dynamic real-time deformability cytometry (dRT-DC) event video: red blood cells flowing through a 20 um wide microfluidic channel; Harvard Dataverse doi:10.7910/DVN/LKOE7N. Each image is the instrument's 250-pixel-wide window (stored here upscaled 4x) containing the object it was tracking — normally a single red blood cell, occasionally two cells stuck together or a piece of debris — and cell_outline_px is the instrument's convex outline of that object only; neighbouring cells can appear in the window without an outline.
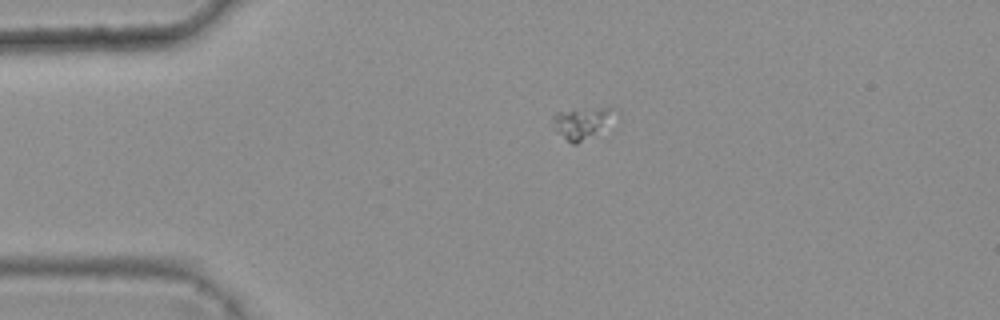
{"species": "common noctule bat (a hibernating species)", "species_latin": "Nyctalus noctula", "temperature_condition": "warm", "stored_images_in_passage": 38, "camera_frame_rate_fps": 3000, "um_per_image_px": 0.085, "animal": {"sex": "female", "body_mass_g": 25.1}, "frame": {"image": 1, "passage_image": 1, "time_ms": 0.0, "image_size_px": [1000, 320], "cell_outline_px": [[620, 116], [576, 144], [572, 144], [556, 132], [552, 128], [552, 116], [556, 112], [600, 108], [620, 108]], "centroid_in_image_um": [49.51, 10.41], "position_along_channel_um": 35.5, "area_um2": 11.33}}
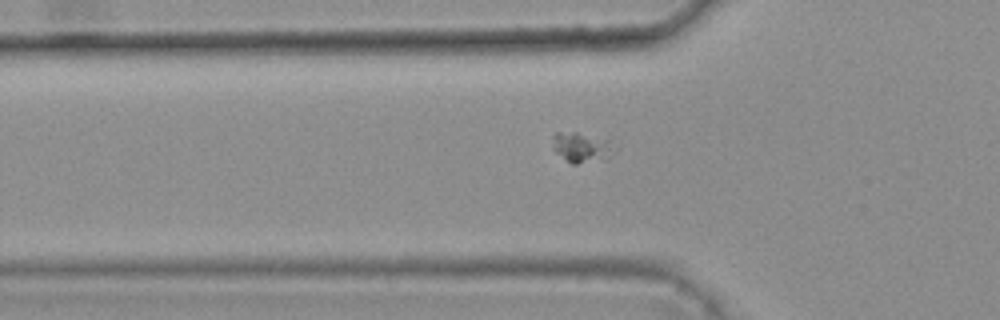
{"frame": {"image": 2, "passage_image": 7, "time_ms": 2.0, "image_size_px": [1000, 320], "cell_outline_px": [[620, 148], [608, 160], [576, 164], [572, 164], [556, 152], [552, 148], [552, 136], [556, 132], [576, 132], [608, 140]], "centroid_in_image_um": [49.52, 12.55], "position_along_channel_um": 76.3, "area_um2": 11.27}}
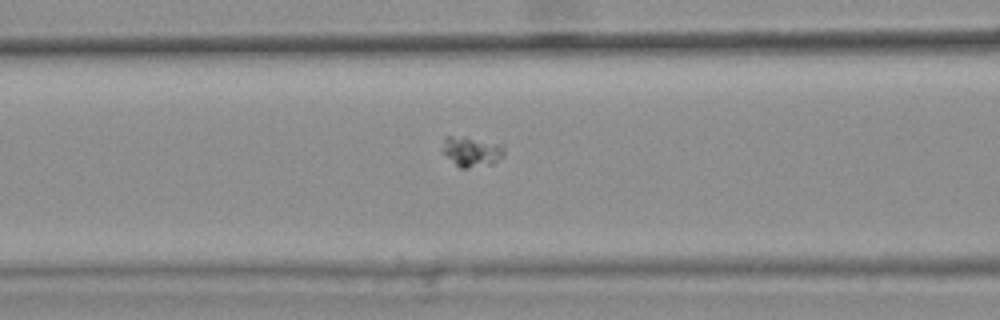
{"frame": {"image": 3, "passage_image": 11, "time_ms": 3.333, "image_size_px": [1000, 320], "cell_outline_px": [[504, 156], [496, 164], [468, 168], [460, 168], [440, 152], [444, 136], [464, 136], [504, 144]], "centroid_in_image_um": [40.09, 12.88], "position_along_channel_um": 126.5, "area_um2": 11.39}}